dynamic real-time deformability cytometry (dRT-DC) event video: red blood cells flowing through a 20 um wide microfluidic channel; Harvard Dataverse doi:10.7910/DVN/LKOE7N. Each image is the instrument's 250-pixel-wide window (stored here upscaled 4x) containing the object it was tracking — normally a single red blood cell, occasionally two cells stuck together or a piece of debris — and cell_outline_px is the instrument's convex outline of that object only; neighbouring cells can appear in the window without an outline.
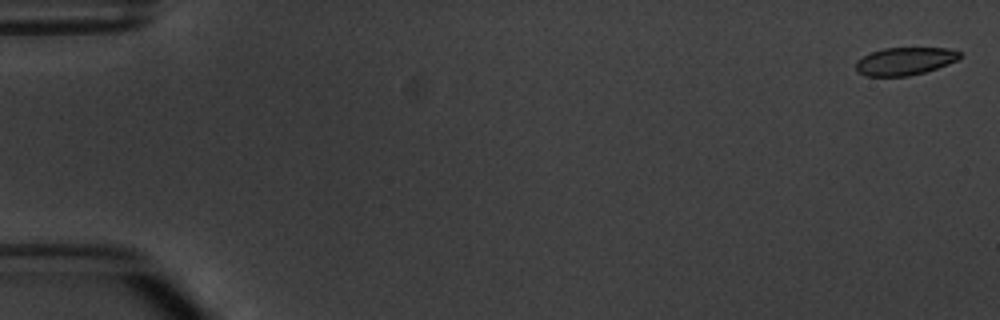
{"species": "common noctule bat (a hibernating species)", "species_latin": "Nyctalus noctula", "temperature_condition": "warm", "stored_images_in_passage": 9, "camera_frame_rate_fps": 3000, "um_per_image_px": 0.085, "animal": {"sex": "male", "body_mass_g": 20.1, "forearm_length_mm": 53.5}, "frame": {"image": 1, "passage_image": 1, "time_ms": 0.0, "image_size_px": [1000, 320], "cell_outline_px": [[960, 56], [956, 60], [948, 64], [924, 72], [908, 76], [868, 76], [856, 72], [856, 60], [872, 52], [884, 48], [948, 48], [960, 52]], "centroid_in_image_um": [76.88, 5.2], "position_along_channel_um": 8.1, "area_um2": 16.65}}
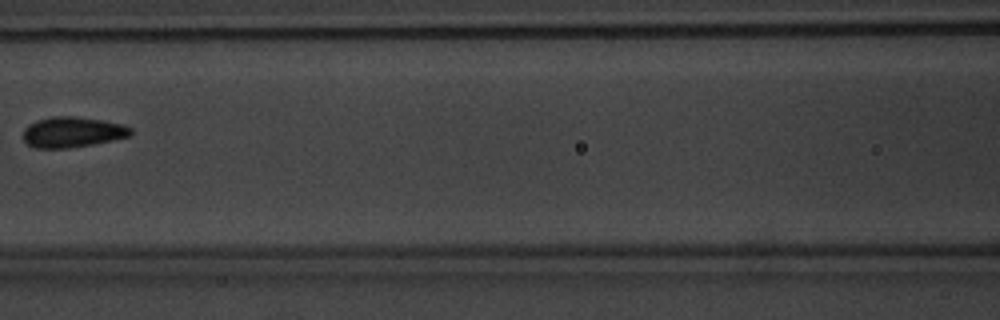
{"frame": {"image": 2, "passage_image": 7, "time_ms": 8.0, "image_size_px": [1000, 320], "cell_outline_px": [[132, 136], [92, 144], [68, 148], [36, 148], [28, 144], [24, 140], [24, 128], [28, 124], [36, 120], [52, 116], [72, 116], [104, 120], [124, 124], [132, 128]], "centroid_in_image_um": [6.18, 11.22], "position_along_channel_um": 160.4, "area_um2": 19.25}}
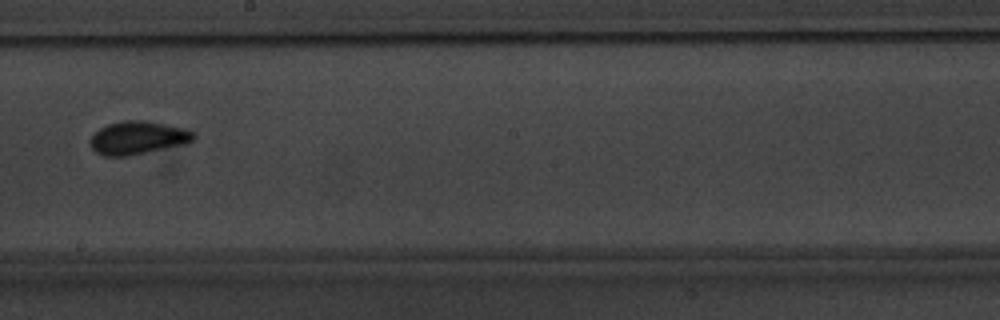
{"frame": {"image": 3, "passage_image": 9, "time_ms": 10.0, "image_size_px": [1000, 320], "cell_outline_px": [[196, 136], [188, 144], [124, 156], [104, 156], [96, 152], [88, 144], [88, 140], [100, 128], [108, 124], [124, 120], [148, 120], [188, 128], [196, 132]], "centroid_in_image_um": [11.76, 11.69], "position_along_channel_um": 236.4, "area_um2": 20.29}}